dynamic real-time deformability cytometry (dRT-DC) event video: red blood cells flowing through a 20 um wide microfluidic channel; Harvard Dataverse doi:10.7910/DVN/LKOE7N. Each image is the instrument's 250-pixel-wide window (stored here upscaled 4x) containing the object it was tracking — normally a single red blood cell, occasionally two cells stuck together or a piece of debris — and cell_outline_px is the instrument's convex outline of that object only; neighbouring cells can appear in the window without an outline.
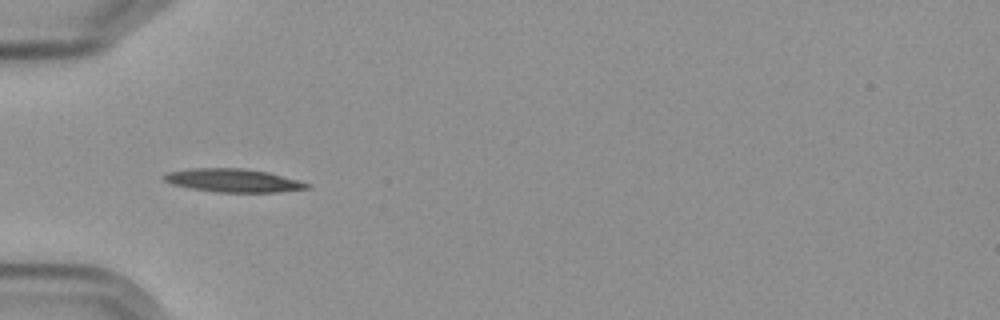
{"species": "Egyptian fruit bat (a non-hibernating species)", "species_latin": "Rousettus aegyptiacus", "temperature_condition": "cold", "stored_images_in_passage": 8, "camera_frame_rate_fps": 3000, "um_per_image_px": 0.085, "frame": {"image": 1, "passage_image": 7, "time_ms": 7.0, "image_size_px": [1000, 320], "cell_outline_px": [[312, 188], [280, 192], [216, 192], [192, 188], [172, 184], [164, 180], [164, 176], [168, 172], [192, 168], [244, 168], [268, 172], [312, 184]], "centroid_in_image_um": [19.88, 15.34], "position_along_channel_um": 65.1, "area_um2": 19.36}}
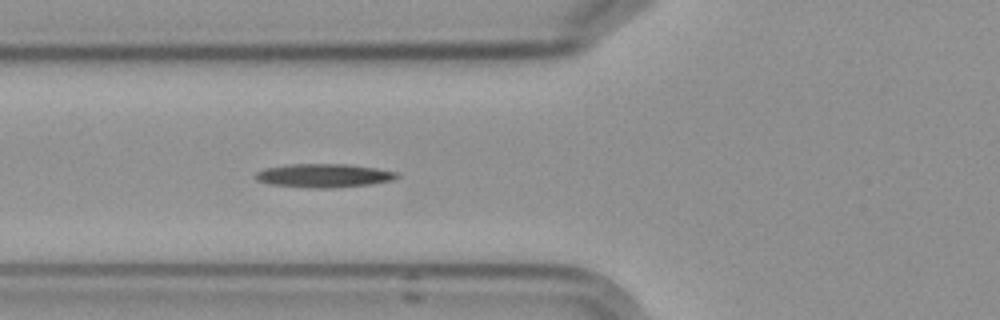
{"frame": {"image": 2, "passage_image": 8, "time_ms": 8.0, "image_size_px": [1000, 320], "cell_outline_px": [[400, 176], [392, 180], [368, 184], [328, 188], [312, 188], [268, 184], [256, 180], [252, 176], [256, 172], [264, 168], [292, 164], [344, 164], [376, 168], [396, 172]], "centroid_in_image_um": [27.45, 14.92], "position_along_channel_um": 98.4, "area_um2": 19.36}}